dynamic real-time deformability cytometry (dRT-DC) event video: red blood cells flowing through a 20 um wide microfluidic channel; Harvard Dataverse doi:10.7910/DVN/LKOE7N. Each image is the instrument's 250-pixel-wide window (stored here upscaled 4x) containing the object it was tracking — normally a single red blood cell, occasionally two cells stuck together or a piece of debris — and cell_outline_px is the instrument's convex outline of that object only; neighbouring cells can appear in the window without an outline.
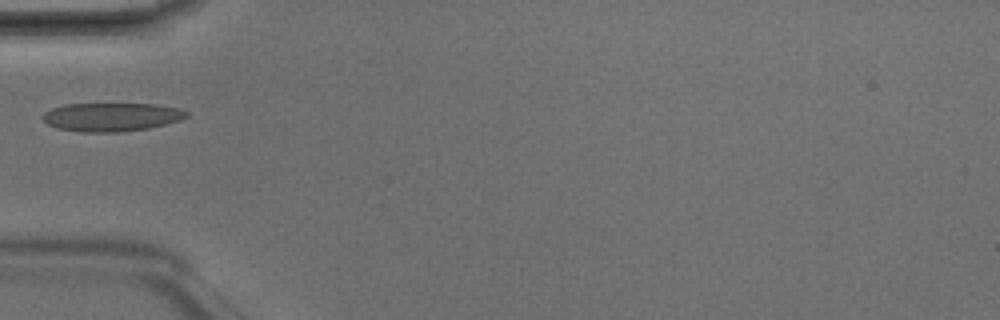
{"species": "Egyptian fruit bat (a non-hibernating species)", "species_latin": "Rousettus aegyptiacus", "temperature_condition": "room temperature", "stored_images_in_passage": 5, "camera_frame_rate_fps": 3000, "um_per_image_px": 0.085, "animal": {"sex": "male"}, "frame": {"image": 1, "passage_image": 4, "time_ms": 1.0, "image_size_px": [1000, 320], "cell_outline_px": [[188, 116], [180, 120], [148, 128], [120, 132], [80, 132], [56, 128], [48, 124], [40, 116], [44, 112], [52, 108], [64, 104], [156, 104], [180, 108], [188, 112]], "centroid_in_image_um": [9.45, 9.94], "position_along_channel_um": 75.5, "area_um2": 23.99}}